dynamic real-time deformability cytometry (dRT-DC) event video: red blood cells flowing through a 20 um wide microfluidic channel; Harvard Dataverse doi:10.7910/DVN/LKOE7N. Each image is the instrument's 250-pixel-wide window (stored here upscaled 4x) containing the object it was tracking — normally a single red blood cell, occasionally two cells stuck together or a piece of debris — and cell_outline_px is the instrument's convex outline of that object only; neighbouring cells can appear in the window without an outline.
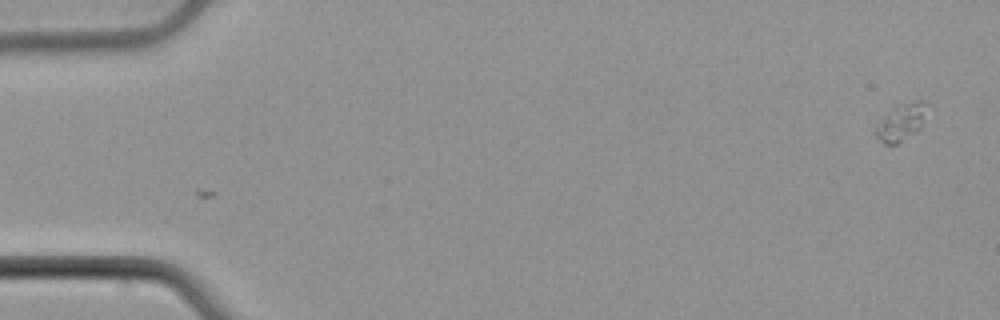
{"species": "common noctule bat (a hibernating species)", "species_latin": "Nyctalus noctula", "temperature_condition": "cold", "stored_images_in_passage": 5, "camera_frame_rate_fps": 3000, "um_per_image_px": 0.085, "animal": {"sex": "male", "body_mass_g": 21.5, "forearm_length_mm": 52.0}, "frame": {"image": 1, "passage_image": 5, "time_ms": 1.333, "image_size_px": [1000, 320], "cell_outline_px": [[924, 104], [920, 128], [916, 132], [896, 144], [884, 144], [876, 136], [876, 128], [896, 104], [916, 100], [920, 100]], "centroid_in_image_um": [76.56, 10.4], "position_along_channel_um": 8.4, "area_um2": 10.29}}